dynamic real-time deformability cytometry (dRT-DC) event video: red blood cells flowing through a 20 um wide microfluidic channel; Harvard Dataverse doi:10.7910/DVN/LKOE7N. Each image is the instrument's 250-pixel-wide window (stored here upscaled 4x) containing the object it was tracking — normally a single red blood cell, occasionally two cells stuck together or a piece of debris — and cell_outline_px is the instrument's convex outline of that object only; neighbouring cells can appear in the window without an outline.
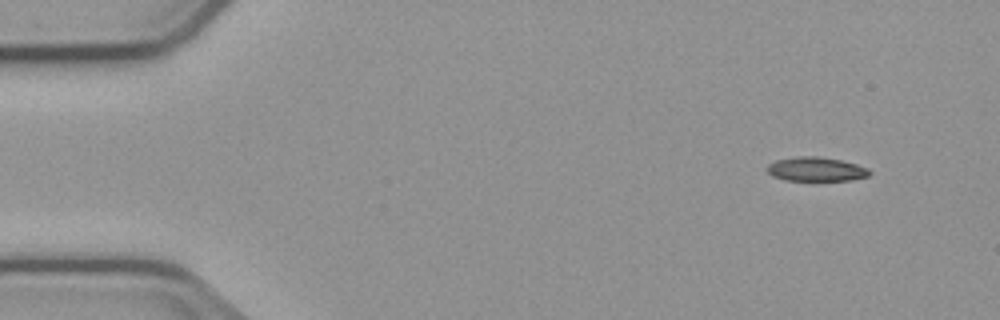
{"species": "common noctule bat (a hibernating species)", "species_latin": "Nyctalus noctula", "temperature_condition": "cold", "stored_images_in_passage": 5, "camera_frame_rate_fps": 3000, "um_per_image_px": 0.085, "animal": {"sex": "male", "body_mass_g": 23.1, "forearm_length_mm": 52.7}, "frame": {"image": 1, "passage_image": 1, "time_ms": 0.0, "image_size_px": [1000, 320], "cell_outline_px": [[872, 172], [868, 176], [852, 180], [784, 180], [772, 176], [764, 168], [768, 164], [776, 160], [796, 156], [816, 156], [840, 160], [856, 164], [868, 168]], "centroid_in_image_um": [69.34, 14.38], "position_along_channel_um": 15.7, "area_um2": 14.45}}
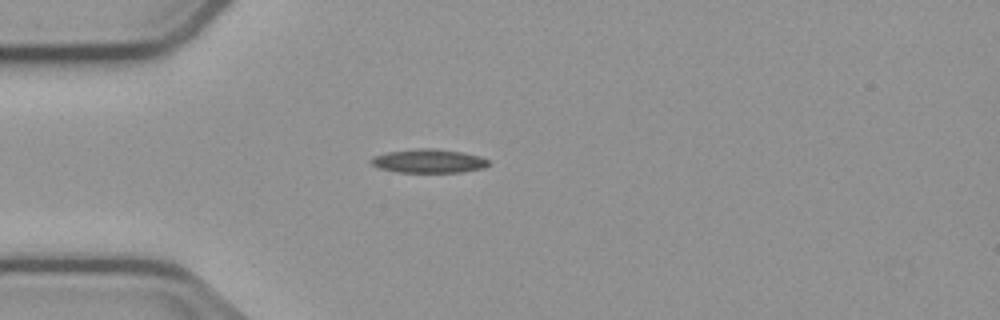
{"frame": {"image": 2, "passage_image": 4, "time_ms": 3.333, "image_size_px": [1000, 320], "cell_outline_px": [[488, 164], [484, 168], [460, 172], [396, 172], [380, 168], [372, 164], [368, 160], [372, 156], [388, 152], [416, 148], [436, 148], [464, 152], [480, 156], [488, 160]], "centroid_in_image_um": [36.42, 13.67], "position_along_channel_um": 48.6, "area_um2": 16.36}}